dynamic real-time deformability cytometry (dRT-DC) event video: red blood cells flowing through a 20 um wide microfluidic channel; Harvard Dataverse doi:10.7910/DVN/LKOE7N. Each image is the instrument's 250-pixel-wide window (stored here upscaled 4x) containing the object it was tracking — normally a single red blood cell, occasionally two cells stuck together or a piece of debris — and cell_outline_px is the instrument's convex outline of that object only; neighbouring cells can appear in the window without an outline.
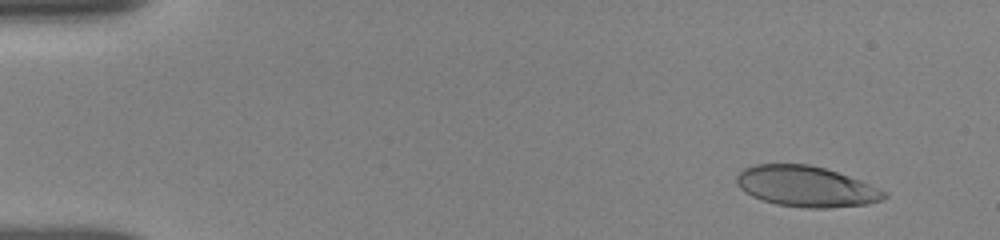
{"species": "human", "species_latin": "Homo sapiens", "temperature_condition": "room temperature", "stored_images_in_passage": 10, "camera_frame_rate_fps": 3000, "um_per_image_px": 0.085, "donor": {"sex": "female"}, "frame": {"image": 1, "passage_image": 4, "time_ms": 1.0, "image_size_px": [1000, 240], "cell_outline_px": [[888, 196], [884, 200], [864, 204], [828, 208], [808, 208], [776, 204], [752, 196], [744, 192], [736, 184], [736, 176], [744, 168], [756, 164], [808, 164], [824, 168], [860, 180], [888, 192]], "centroid_in_image_um": [68.52, 15.85], "position_along_channel_um": 16.5, "area_um2": 34.91}}